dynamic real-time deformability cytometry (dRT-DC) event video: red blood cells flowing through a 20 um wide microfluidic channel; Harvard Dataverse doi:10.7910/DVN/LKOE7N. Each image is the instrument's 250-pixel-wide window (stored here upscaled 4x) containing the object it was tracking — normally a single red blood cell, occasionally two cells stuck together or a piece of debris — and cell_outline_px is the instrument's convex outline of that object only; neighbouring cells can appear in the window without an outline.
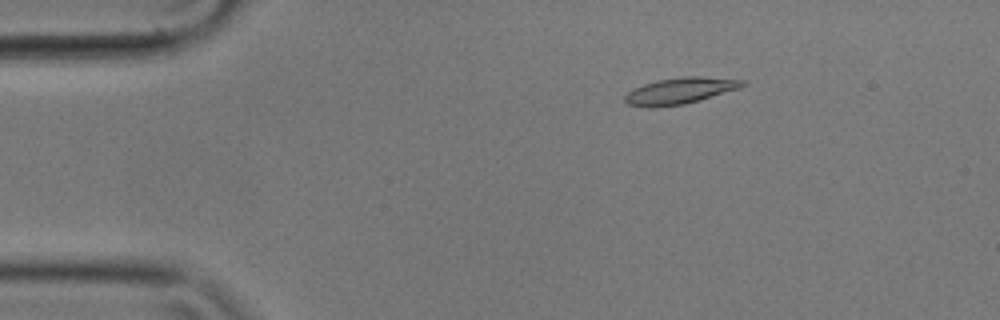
{"species": "common noctule bat (a hibernating species)", "species_latin": "Nyctalus noctula", "temperature_condition": "cold", "stored_images_in_passage": 48, "camera_frame_rate_fps": 3000, "um_per_image_px": 0.085, "animal": {"sex": "male", "body_mass_g": 17.9}, "frame": {"image": 1, "passage_image": 1, "time_ms": 0.0, "image_size_px": [1000, 320], "cell_outline_px": [[744, 84], [740, 88], [684, 104], [652, 108], [648, 108], [628, 104], [624, 100], [624, 96], [632, 88], [656, 80], [684, 76], [700, 76], [744, 80]], "centroid_in_image_um": [57.74, 7.72], "position_along_channel_um": 27.3, "area_um2": 17.98}}
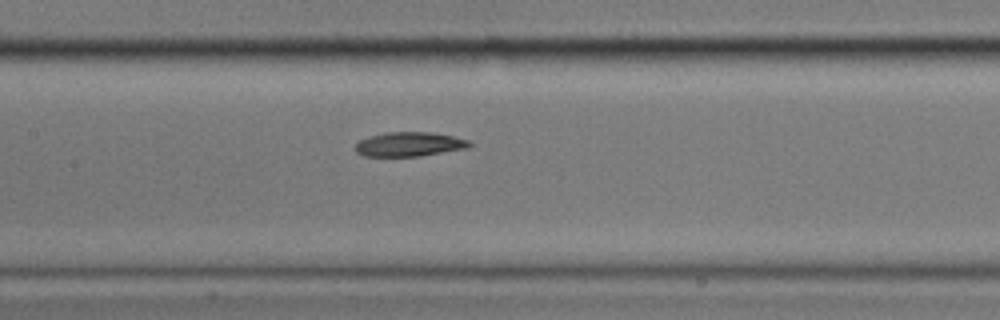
{"frame": {"image": 2, "passage_image": 18, "time_ms": 5.667, "image_size_px": [1000, 320], "cell_outline_px": [[472, 144], [468, 148], [420, 156], [364, 156], [356, 152], [356, 144], [360, 140], [384, 132], [432, 132], [452, 136], [468, 140]], "centroid_in_image_um": [34.81, 12.26], "position_along_channel_um": 172.6, "area_um2": 16.07}}
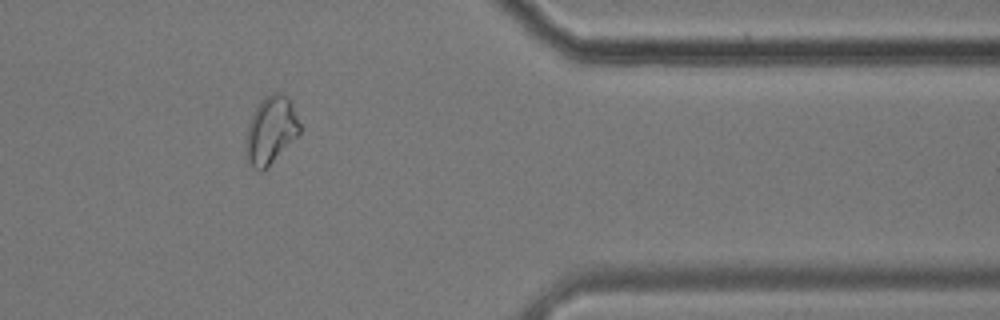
{"frame": {"image": 3, "passage_image": 38, "time_ms": 12.333, "image_size_px": [1000, 320], "cell_outline_px": [[300, 132], [268, 168], [264, 172], [260, 172], [244, 156], [244, 148], [248, 128], [252, 116], [256, 108], [264, 96], [272, 92], [284, 92], [288, 96], [292, 104], [300, 124]], "centroid_in_image_um": [23.02, 11.07], "position_along_channel_um": 388.4, "area_um2": 21.27}, "authors_computed_cell_mechanics": {"area_um2": 17.4556, "velocity_mm_per_s": 3.5336, "shape_relaxation_time_tau1_ms": 5.843, "shape_relaxation_time_tau2_ms": null, "deformation_change_tau1": 0.1766, "deformation_change_tau2": null}}